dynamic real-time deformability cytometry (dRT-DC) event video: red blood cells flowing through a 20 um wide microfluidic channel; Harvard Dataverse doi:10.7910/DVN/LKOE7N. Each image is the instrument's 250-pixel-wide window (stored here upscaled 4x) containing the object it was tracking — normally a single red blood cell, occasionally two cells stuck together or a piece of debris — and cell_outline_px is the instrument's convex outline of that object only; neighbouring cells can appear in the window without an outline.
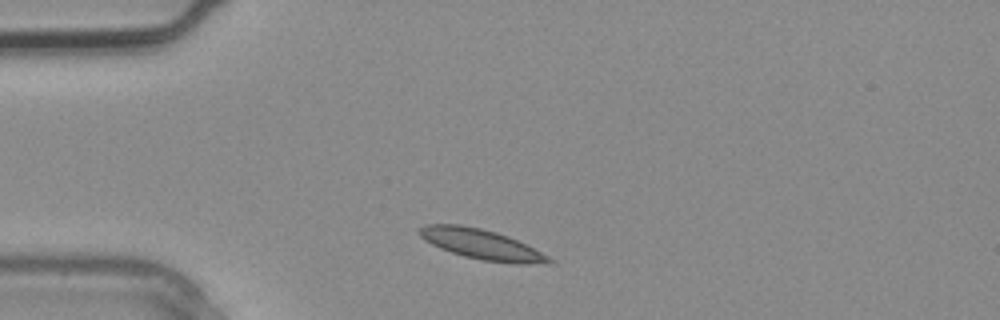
{"species": "common noctule bat (a hibernating species)", "species_latin": "Nyctalus noctula", "temperature_condition": "warm", "stored_images_in_passage": 2, "camera_frame_rate_fps": 3000, "um_per_image_px": 0.085, "animal": {"sex": "male", "body_mass_g": 20.4}, "frame": {"image": 1, "passage_image": 1, "time_ms": 0.0, "image_size_px": [1000, 320], "cell_outline_px": [[552, 260], [548, 264], [516, 264], [484, 260], [464, 256], [440, 248], [424, 240], [416, 232], [420, 228], [428, 224], [460, 224], [480, 228], [496, 232], [508, 236], [548, 256]], "centroid_in_image_um": [40.89, 20.76], "position_along_channel_um": 44.1, "area_um2": 22.43}}